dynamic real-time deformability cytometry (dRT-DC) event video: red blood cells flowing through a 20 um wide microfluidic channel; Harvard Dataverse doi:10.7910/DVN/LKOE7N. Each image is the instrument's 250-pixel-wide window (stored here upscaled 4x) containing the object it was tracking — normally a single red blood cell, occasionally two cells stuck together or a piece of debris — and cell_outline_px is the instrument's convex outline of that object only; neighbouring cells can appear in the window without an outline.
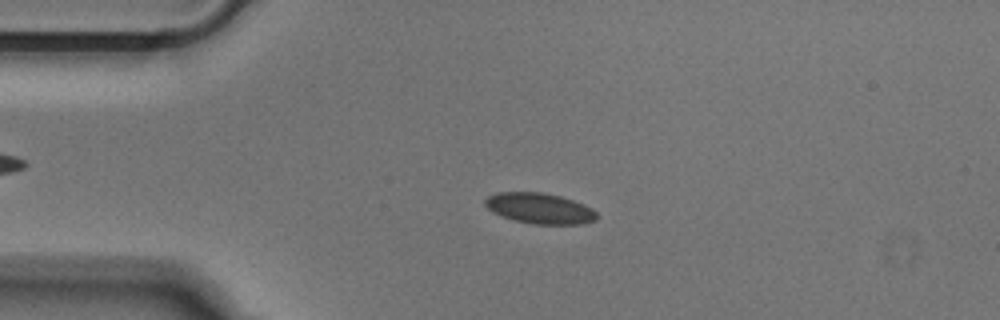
{"species": "Egyptian fruit bat (a non-hibernating species)", "species_latin": "Rousettus aegyptiacus", "temperature_condition": "cold", "stored_images_in_passage": 48, "camera_frame_rate_fps": 3000, "um_per_image_px": 0.085, "animal": {"sex": "male"}, "frame": {"image": 1, "passage_image": 8, "time_ms": 2.333, "image_size_px": [1000, 320], "cell_outline_px": [[596, 220], [584, 224], [532, 224], [500, 216], [492, 212], [484, 204], [484, 200], [488, 196], [500, 192], [540, 192], [560, 196], [584, 204], [592, 208], [596, 212]], "centroid_in_image_um": [45.86, 17.71], "position_along_channel_um": 39.1, "area_um2": 19.94}}
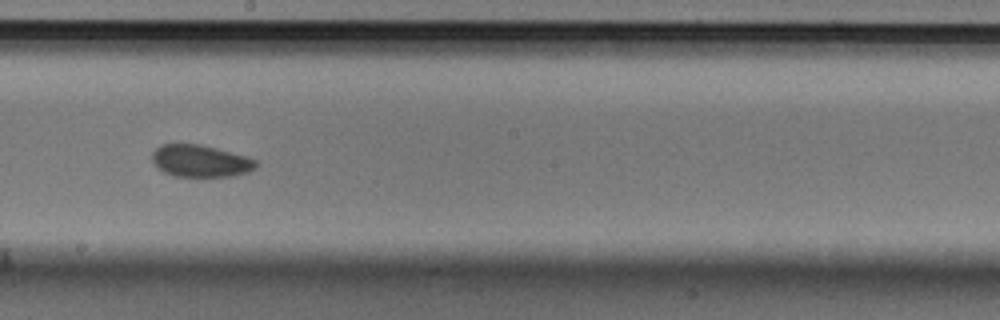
{"frame": {"image": 2, "passage_image": 25, "time_ms": 8.0, "image_size_px": [1000, 320], "cell_outline_px": [[256, 168], [248, 172], [232, 176], [172, 176], [156, 168], [152, 160], [152, 152], [160, 144], [200, 144], [248, 156], [256, 160]], "centroid_in_image_um": [17.02, 13.68], "position_along_channel_um": 231.2, "area_um2": 19.54}}
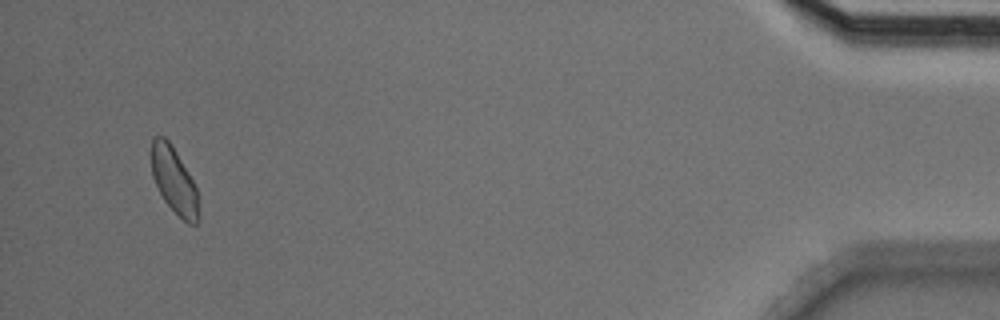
{"frame": {"image": 3, "passage_image": 46, "time_ms": 15.0, "image_size_px": [1000, 320], "cell_outline_px": [[200, 220], [196, 224], [188, 224], [164, 200], [152, 176], [152, 136], [164, 136], [172, 144], [188, 172], [196, 188], [200, 212]], "centroid_in_image_um": [14.82, 15.35], "position_along_channel_um": 420.4, "area_um2": 18.09}}